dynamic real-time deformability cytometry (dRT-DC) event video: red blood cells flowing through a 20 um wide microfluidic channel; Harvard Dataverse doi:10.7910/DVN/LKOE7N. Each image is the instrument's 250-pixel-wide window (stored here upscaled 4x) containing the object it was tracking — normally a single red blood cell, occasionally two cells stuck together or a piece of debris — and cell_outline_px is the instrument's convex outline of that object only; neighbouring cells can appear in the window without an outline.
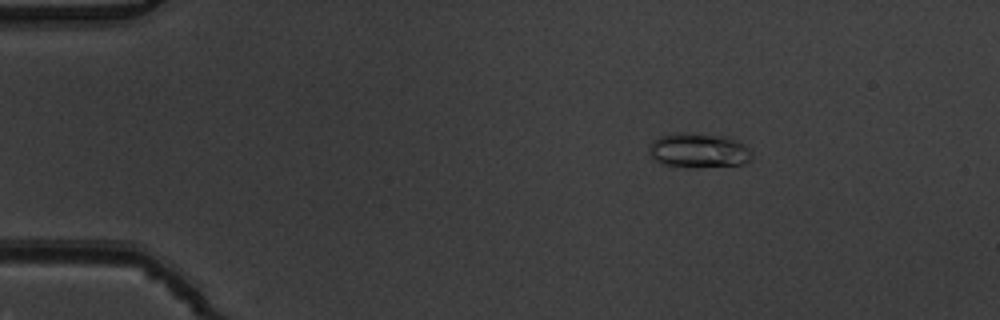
{"species": "common noctule bat (a hibernating species)", "species_latin": "Nyctalus noctula", "temperature_condition": "warm", "stored_images_in_passage": 7, "camera_frame_rate_fps": 3000, "um_per_image_px": 0.085, "animal": {"sex": "male", "body_mass_g": 19.5, "forearm_length_mm": 54.6}, "frame": {"image": 1, "passage_image": 3, "time_ms": 0.667, "image_size_px": [1000, 320], "cell_outline_px": [[752, 156], [744, 164], [688, 168], [660, 164], [652, 156], [648, 148], [652, 140], [660, 136], [676, 132], [680, 132], [724, 136], [744, 144], [752, 152]], "centroid_in_image_um": [59.35, 12.8], "position_along_channel_um": 25.7, "area_um2": 20.81}}
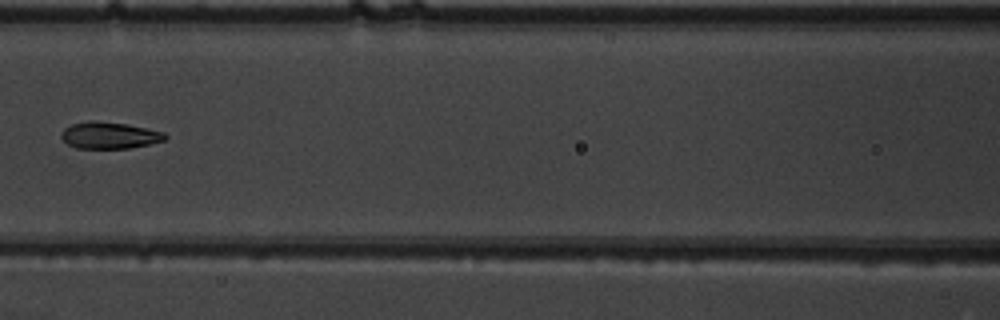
{"frame": {"image": 2, "passage_image": 7, "time_ms": 2.0, "image_size_px": [1000, 320], "cell_outline_px": [[168, 136], [164, 140], [148, 144], [128, 148], [76, 148], [68, 144], [60, 136], [60, 132], [64, 128], [72, 124], [88, 120], [92, 120], [124, 124], [164, 132]], "centroid_in_image_um": [9.25, 11.5], "position_along_channel_um": 157.3, "area_um2": 15.95}}